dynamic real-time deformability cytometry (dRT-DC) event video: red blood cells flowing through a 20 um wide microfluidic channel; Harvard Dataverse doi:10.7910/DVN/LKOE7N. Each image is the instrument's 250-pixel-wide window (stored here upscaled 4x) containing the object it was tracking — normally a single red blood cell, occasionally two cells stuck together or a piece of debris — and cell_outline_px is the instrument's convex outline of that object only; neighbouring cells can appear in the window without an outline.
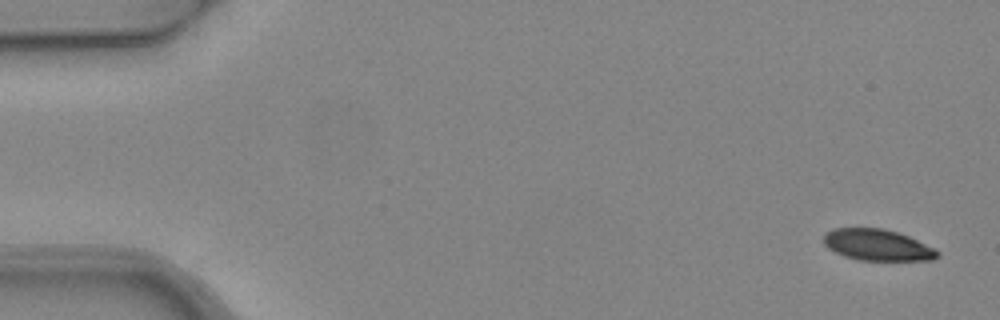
{"species": "common noctule bat (a hibernating species)", "species_latin": "Nyctalus noctula", "temperature_condition": "warm", "stored_images_in_passage": 5, "camera_frame_rate_fps": 3000, "um_per_image_px": 0.085, "animal": {"sex": "female", "body_mass_g": 24.6, "forearm_length_mm": 56.2}, "frame": {"image": 1, "passage_image": 1, "time_ms": 0.0, "image_size_px": [1000, 320], "cell_outline_px": [[940, 256], [932, 260], [856, 260], [844, 256], [828, 248], [824, 244], [824, 236], [832, 228], [880, 228], [896, 232], [908, 236], [936, 248], [940, 252]], "centroid_in_image_um": [74.61, 20.83], "position_along_channel_um": 10.4, "area_um2": 20.75}}
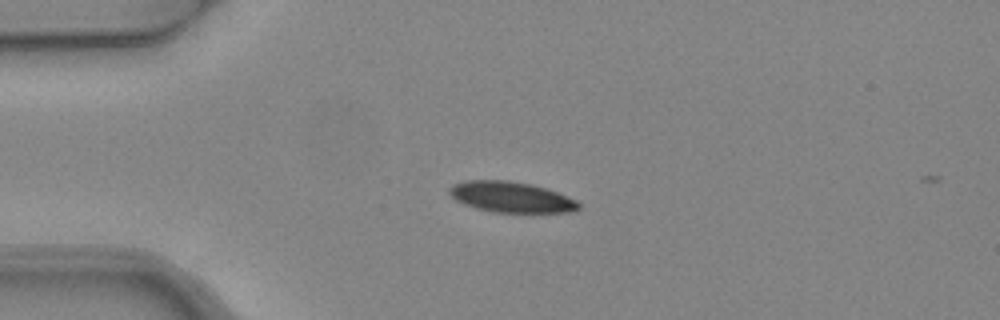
{"frame": {"image": 2, "passage_image": 4, "time_ms": 1.0, "image_size_px": [1000, 320], "cell_outline_px": [[580, 208], [572, 212], [492, 212], [476, 208], [464, 204], [456, 200], [448, 192], [448, 188], [452, 184], [468, 180], [508, 180], [532, 184], [556, 192], [576, 200], [580, 204]], "centroid_in_image_um": [43.42, 16.74], "position_along_channel_um": 41.6, "area_um2": 23.06}}